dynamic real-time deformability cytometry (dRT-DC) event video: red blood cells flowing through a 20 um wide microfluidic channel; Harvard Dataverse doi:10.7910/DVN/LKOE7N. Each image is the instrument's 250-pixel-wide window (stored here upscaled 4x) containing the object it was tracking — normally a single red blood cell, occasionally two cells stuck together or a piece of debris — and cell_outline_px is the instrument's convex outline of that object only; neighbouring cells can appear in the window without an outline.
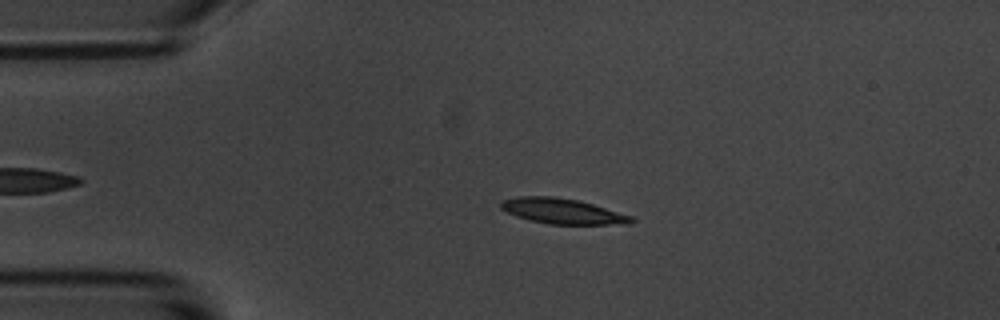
{"species": "common noctule bat (a hibernating species)", "species_latin": "Nyctalus noctula", "temperature_condition": "room temperature", "stored_images_in_passage": 51, "camera_frame_rate_fps": 3000, "um_per_image_px": 0.085, "animal": {"sex": "male", "body_mass_g": 20.1, "forearm_length_mm": 53.5}, "frame": {"image": 1, "passage_image": 12, "time_ms": 3.667, "image_size_px": [1000, 320], "cell_outline_px": [[636, 220], [632, 224], [548, 224], [528, 220], [516, 216], [500, 208], [500, 200], [516, 196], [552, 196], [576, 200], [592, 204], [632, 216]], "centroid_in_image_um": [47.78, 17.95], "position_along_channel_um": 37.2, "area_um2": 19.31}}
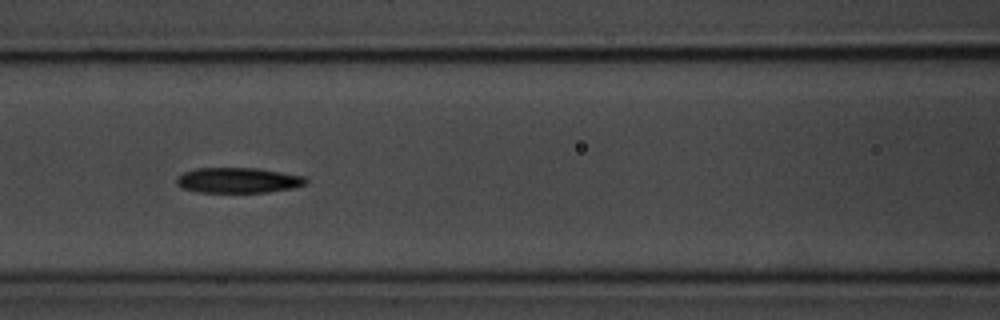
{"frame": {"image": 2, "passage_image": 24, "time_ms": 7.667, "image_size_px": [1000, 320], "cell_outline_px": [[308, 180], [304, 184], [292, 188], [268, 192], [196, 192], [184, 188], [176, 184], [176, 180], [184, 172], [196, 168], [256, 168], [304, 176]], "centroid_in_image_um": [20.23, 15.32], "position_along_channel_um": 146.4, "area_um2": 18.9}}
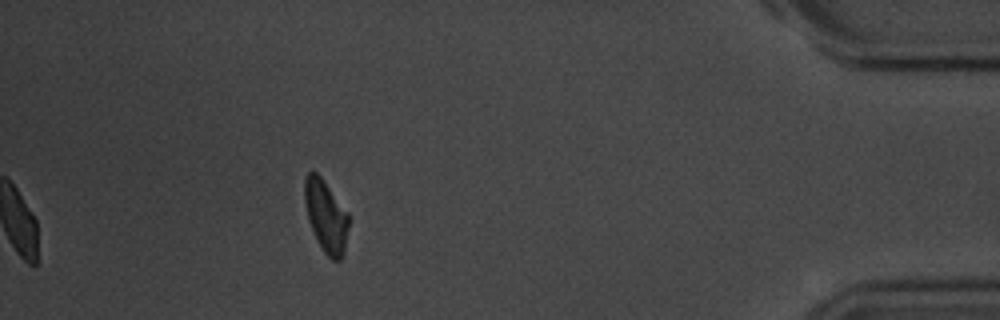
{"frame": {"image": 3, "passage_image": 51, "time_ms": 16.667, "image_size_px": [1000, 320], "cell_outline_px": [[348, 228], [344, 252], [340, 260], [332, 260], [324, 252], [308, 220], [304, 200], [304, 180], [308, 172], [316, 172], [324, 180], [348, 212]], "centroid_in_image_um": [27.7, 18.34], "position_along_channel_um": 407.5, "area_um2": 18.32}, "authors_computed_cell_mechanics": {"area_um2": 19.3052, "velocity_mm_per_s": 3.4927, "shape_relaxation_time_tau1_ms": 3.1322, "shape_relaxation_time_tau2_ms": 4.5753, "deformation_change_tau1": 0.1296, "deformation_change_tau2": 0.1245}}